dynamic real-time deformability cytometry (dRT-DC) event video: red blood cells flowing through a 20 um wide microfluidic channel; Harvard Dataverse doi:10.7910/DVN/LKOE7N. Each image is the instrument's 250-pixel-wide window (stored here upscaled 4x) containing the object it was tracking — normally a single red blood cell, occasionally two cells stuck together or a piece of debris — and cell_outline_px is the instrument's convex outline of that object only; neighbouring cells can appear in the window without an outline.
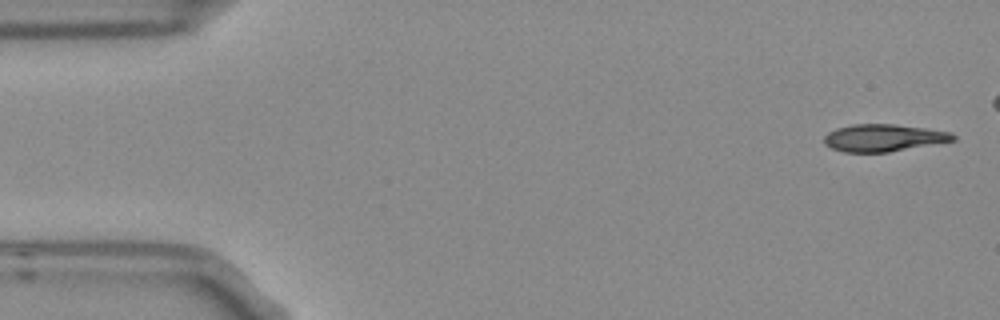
{"species": "Egyptian fruit bat (a non-hibernating species)", "species_latin": "Rousettus aegyptiacus", "temperature_condition": "room temperature", "stored_images_in_passage": 5, "camera_frame_rate_fps": 3000, "um_per_image_px": 0.085, "frame": {"image": 1, "passage_image": 1, "time_ms": 0.0, "image_size_px": [1000, 320], "cell_outline_px": [[956, 140], [888, 152], [844, 152], [832, 148], [824, 144], [824, 136], [828, 132], [836, 128], [852, 124], [896, 124], [952, 132], [956, 136]], "centroid_in_image_um": [75.09, 11.71], "position_along_channel_um": 9.9, "area_um2": 20.46}}